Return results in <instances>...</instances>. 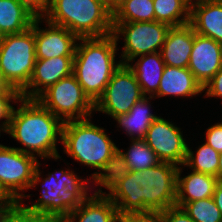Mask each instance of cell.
Segmentation results:
<instances>
[{
  "label": "cell",
  "instance_id": "f546056e",
  "mask_svg": "<svg viewBox=\"0 0 222 222\" xmlns=\"http://www.w3.org/2000/svg\"><path fill=\"white\" fill-rule=\"evenodd\" d=\"M41 214L26 208L18 201L7 213L4 222H48Z\"/></svg>",
  "mask_w": 222,
  "mask_h": 222
},
{
  "label": "cell",
  "instance_id": "5b68a950",
  "mask_svg": "<svg viewBox=\"0 0 222 222\" xmlns=\"http://www.w3.org/2000/svg\"><path fill=\"white\" fill-rule=\"evenodd\" d=\"M118 42L113 34L79 38L76 44L73 74L85 94L95 104L102 96L113 73L122 64L116 61Z\"/></svg>",
  "mask_w": 222,
  "mask_h": 222
},
{
  "label": "cell",
  "instance_id": "e0dca14e",
  "mask_svg": "<svg viewBox=\"0 0 222 222\" xmlns=\"http://www.w3.org/2000/svg\"><path fill=\"white\" fill-rule=\"evenodd\" d=\"M195 34L189 23L170 27L160 50L165 65L179 68L188 67Z\"/></svg>",
  "mask_w": 222,
  "mask_h": 222
},
{
  "label": "cell",
  "instance_id": "277c9868",
  "mask_svg": "<svg viewBox=\"0 0 222 222\" xmlns=\"http://www.w3.org/2000/svg\"><path fill=\"white\" fill-rule=\"evenodd\" d=\"M40 165L42 164L38 162L30 189H34L39 183L42 184L41 196L31 205L21 203L48 220H64L89 197L88 192L92 186L90 188L88 184H93L94 181L90 176L88 179H82L69 168L49 172L47 177L42 179Z\"/></svg>",
  "mask_w": 222,
  "mask_h": 222
},
{
  "label": "cell",
  "instance_id": "7c38bea8",
  "mask_svg": "<svg viewBox=\"0 0 222 222\" xmlns=\"http://www.w3.org/2000/svg\"><path fill=\"white\" fill-rule=\"evenodd\" d=\"M161 162L178 166L185 163L188 144L181 128L158 116L147 130L143 139Z\"/></svg>",
  "mask_w": 222,
  "mask_h": 222
},
{
  "label": "cell",
  "instance_id": "d590c367",
  "mask_svg": "<svg viewBox=\"0 0 222 222\" xmlns=\"http://www.w3.org/2000/svg\"><path fill=\"white\" fill-rule=\"evenodd\" d=\"M18 202V200L9 197L5 202L0 203V222H4V219L8 211Z\"/></svg>",
  "mask_w": 222,
  "mask_h": 222
},
{
  "label": "cell",
  "instance_id": "2e32d148",
  "mask_svg": "<svg viewBox=\"0 0 222 222\" xmlns=\"http://www.w3.org/2000/svg\"><path fill=\"white\" fill-rule=\"evenodd\" d=\"M196 34L222 44V0H203L190 5V20Z\"/></svg>",
  "mask_w": 222,
  "mask_h": 222
},
{
  "label": "cell",
  "instance_id": "6da1fadb",
  "mask_svg": "<svg viewBox=\"0 0 222 222\" xmlns=\"http://www.w3.org/2000/svg\"><path fill=\"white\" fill-rule=\"evenodd\" d=\"M178 165L160 162L143 171L115 168L98 186L117 207L119 215L127 212L160 211L176 205Z\"/></svg>",
  "mask_w": 222,
  "mask_h": 222
},
{
  "label": "cell",
  "instance_id": "52a82bcc",
  "mask_svg": "<svg viewBox=\"0 0 222 222\" xmlns=\"http://www.w3.org/2000/svg\"><path fill=\"white\" fill-rule=\"evenodd\" d=\"M36 62L34 22L26 31L8 34L0 42V71L10 87L21 92L29 83Z\"/></svg>",
  "mask_w": 222,
  "mask_h": 222
},
{
  "label": "cell",
  "instance_id": "83f0119b",
  "mask_svg": "<svg viewBox=\"0 0 222 222\" xmlns=\"http://www.w3.org/2000/svg\"><path fill=\"white\" fill-rule=\"evenodd\" d=\"M182 208L195 222H222L221 212L212 197L187 202Z\"/></svg>",
  "mask_w": 222,
  "mask_h": 222
},
{
  "label": "cell",
  "instance_id": "8992f818",
  "mask_svg": "<svg viewBox=\"0 0 222 222\" xmlns=\"http://www.w3.org/2000/svg\"><path fill=\"white\" fill-rule=\"evenodd\" d=\"M43 18L67 28L78 38L113 33V12L98 0H52Z\"/></svg>",
  "mask_w": 222,
  "mask_h": 222
},
{
  "label": "cell",
  "instance_id": "74e56055",
  "mask_svg": "<svg viewBox=\"0 0 222 222\" xmlns=\"http://www.w3.org/2000/svg\"><path fill=\"white\" fill-rule=\"evenodd\" d=\"M10 88L9 84L3 79L0 71V93L6 92Z\"/></svg>",
  "mask_w": 222,
  "mask_h": 222
},
{
  "label": "cell",
  "instance_id": "ab89813d",
  "mask_svg": "<svg viewBox=\"0 0 222 222\" xmlns=\"http://www.w3.org/2000/svg\"><path fill=\"white\" fill-rule=\"evenodd\" d=\"M217 178H218V180H222V152H220Z\"/></svg>",
  "mask_w": 222,
  "mask_h": 222
},
{
  "label": "cell",
  "instance_id": "4fadbf2b",
  "mask_svg": "<svg viewBox=\"0 0 222 222\" xmlns=\"http://www.w3.org/2000/svg\"><path fill=\"white\" fill-rule=\"evenodd\" d=\"M46 23V27H39ZM42 28V29H41ZM36 59L74 56L78 37L67 28L52 24L43 17L34 20Z\"/></svg>",
  "mask_w": 222,
  "mask_h": 222
},
{
  "label": "cell",
  "instance_id": "7bdbcfd3",
  "mask_svg": "<svg viewBox=\"0 0 222 222\" xmlns=\"http://www.w3.org/2000/svg\"><path fill=\"white\" fill-rule=\"evenodd\" d=\"M125 0H115V9Z\"/></svg>",
  "mask_w": 222,
  "mask_h": 222
},
{
  "label": "cell",
  "instance_id": "ee69618b",
  "mask_svg": "<svg viewBox=\"0 0 222 222\" xmlns=\"http://www.w3.org/2000/svg\"><path fill=\"white\" fill-rule=\"evenodd\" d=\"M48 222H64L63 220H58V221H55V220H49Z\"/></svg>",
  "mask_w": 222,
  "mask_h": 222
},
{
  "label": "cell",
  "instance_id": "9c48e42d",
  "mask_svg": "<svg viewBox=\"0 0 222 222\" xmlns=\"http://www.w3.org/2000/svg\"><path fill=\"white\" fill-rule=\"evenodd\" d=\"M169 29L170 26L158 21L113 22L116 41L124 37L119 60L126 65L138 56L160 52Z\"/></svg>",
  "mask_w": 222,
  "mask_h": 222
},
{
  "label": "cell",
  "instance_id": "7a4b0ae2",
  "mask_svg": "<svg viewBox=\"0 0 222 222\" xmlns=\"http://www.w3.org/2000/svg\"><path fill=\"white\" fill-rule=\"evenodd\" d=\"M17 103L20 106L17 109L13 108L6 133L25 148H14L43 160L61 159L57 142H62L64 122L37 99L21 97Z\"/></svg>",
  "mask_w": 222,
  "mask_h": 222
},
{
  "label": "cell",
  "instance_id": "f35d334b",
  "mask_svg": "<svg viewBox=\"0 0 222 222\" xmlns=\"http://www.w3.org/2000/svg\"><path fill=\"white\" fill-rule=\"evenodd\" d=\"M103 3L112 12L115 10V0H98Z\"/></svg>",
  "mask_w": 222,
  "mask_h": 222
},
{
  "label": "cell",
  "instance_id": "4316f807",
  "mask_svg": "<svg viewBox=\"0 0 222 222\" xmlns=\"http://www.w3.org/2000/svg\"><path fill=\"white\" fill-rule=\"evenodd\" d=\"M155 21L153 0H125L113 11V22Z\"/></svg>",
  "mask_w": 222,
  "mask_h": 222
},
{
  "label": "cell",
  "instance_id": "9a60e30c",
  "mask_svg": "<svg viewBox=\"0 0 222 222\" xmlns=\"http://www.w3.org/2000/svg\"><path fill=\"white\" fill-rule=\"evenodd\" d=\"M222 67V44L198 34L194 36L188 69L202 87Z\"/></svg>",
  "mask_w": 222,
  "mask_h": 222
},
{
  "label": "cell",
  "instance_id": "8d00e7d4",
  "mask_svg": "<svg viewBox=\"0 0 222 222\" xmlns=\"http://www.w3.org/2000/svg\"><path fill=\"white\" fill-rule=\"evenodd\" d=\"M212 198L222 215V180L217 182Z\"/></svg>",
  "mask_w": 222,
  "mask_h": 222
},
{
  "label": "cell",
  "instance_id": "ac0fdd59",
  "mask_svg": "<svg viewBox=\"0 0 222 222\" xmlns=\"http://www.w3.org/2000/svg\"><path fill=\"white\" fill-rule=\"evenodd\" d=\"M199 93H204L203 87L187 67L179 68L165 65L158 92L153 98L164 96L192 98V96L197 97Z\"/></svg>",
  "mask_w": 222,
  "mask_h": 222
},
{
  "label": "cell",
  "instance_id": "30bf717a",
  "mask_svg": "<svg viewBox=\"0 0 222 222\" xmlns=\"http://www.w3.org/2000/svg\"><path fill=\"white\" fill-rule=\"evenodd\" d=\"M38 161L33 155L0 144V187L9 197L20 202L31 197L24 192L31 186Z\"/></svg>",
  "mask_w": 222,
  "mask_h": 222
},
{
  "label": "cell",
  "instance_id": "44dd1931",
  "mask_svg": "<svg viewBox=\"0 0 222 222\" xmlns=\"http://www.w3.org/2000/svg\"><path fill=\"white\" fill-rule=\"evenodd\" d=\"M138 57L130 60L126 65L136 77L143 95L153 97L158 92L165 63L160 52L148 53Z\"/></svg>",
  "mask_w": 222,
  "mask_h": 222
},
{
  "label": "cell",
  "instance_id": "3957f363",
  "mask_svg": "<svg viewBox=\"0 0 222 222\" xmlns=\"http://www.w3.org/2000/svg\"><path fill=\"white\" fill-rule=\"evenodd\" d=\"M93 119L64 122L62 130L63 152L87 167L97 169L91 179L99 186L117 167L118 147L103 127L92 123Z\"/></svg>",
  "mask_w": 222,
  "mask_h": 222
},
{
  "label": "cell",
  "instance_id": "8fae6325",
  "mask_svg": "<svg viewBox=\"0 0 222 222\" xmlns=\"http://www.w3.org/2000/svg\"><path fill=\"white\" fill-rule=\"evenodd\" d=\"M144 97L141 87L127 65L121 64L113 73L102 96L94 104L95 112L111 118L127 114Z\"/></svg>",
  "mask_w": 222,
  "mask_h": 222
},
{
  "label": "cell",
  "instance_id": "e575fe53",
  "mask_svg": "<svg viewBox=\"0 0 222 222\" xmlns=\"http://www.w3.org/2000/svg\"><path fill=\"white\" fill-rule=\"evenodd\" d=\"M35 17H44L51 7L52 0H20Z\"/></svg>",
  "mask_w": 222,
  "mask_h": 222
},
{
  "label": "cell",
  "instance_id": "ba28073f",
  "mask_svg": "<svg viewBox=\"0 0 222 222\" xmlns=\"http://www.w3.org/2000/svg\"><path fill=\"white\" fill-rule=\"evenodd\" d=\"M37 100L63 122L87 119L94 112V103L73 73L50 86Z\"/></svg>",
  "mask_w": 222,
  "mask_h": 222
},
{
  "label": "cell",
  "instance_id": "f1b7e54d",
  "mask_svg": "<svg viewBox=\"0 0 222 222\" xmlns=\"http://www.w3.org/2000/svg\"><path fill=\"white\" fill-rule=\"evenodd\" d=\"M21 98L20 92L13 87H10L6 92L0 93V136L1 132H7L10 120H11V114L13 111L14 106L13 103H16ZM12 102V104H11Z\"/></svg>",
  "mask_w": 222,
  "mask_h": 222
},
{
  "label": "cell",
  "instance_id": "7402d4cb",
  "mask_svg": "<svg viewBox=\"0 0 222 222\" xmlns=\"http://www.w3.org/2000/svg\"><path fill=\"white\" fill-rule=\"evenodd\" d=\"M153 97L144 96L133 105L127 114L114 118L116 126L126 131V135L132 139H144L152 122L158 117L152 114L151 101ZM150 105V106H149Z\"/></svg>",
  "mask_w": 222,
  "mask_h": 222
},
{
  "label": "cell",
  "instance_id": "603a6c76",
  "mask_svg": "<svg viewBox=\"0 0 222 222\" xmlns=\"http://www.w3.org/2000/svg\"><path fill=\"white\" fill-rule=\"evenodd\" d=\"M35 18L20 0H0V33L3 36L26 31Z\"/></svg>",
  "mask_w": 222,
  "mask_h": 222
},
{
  "label": "cell",
  "instance_id": "d6a6232c",
  "mask_svg": "<svg viewBox=\"0 0 222 222\" xmlns=\"http://www.w3.org/2000/svg\"><path fill=\"white\" fill-rule=\"evenodd\" d=\"M205 98H222V67L221 69L203 86Z\"/></svg>",
  "mask_w": 222,
  "mask_h": 222
},
{
  "label": "cell",
  "instance_id": "1f68e13d",
  "mask_svg": "<svg viewBox=\"0 0 222 222\" xmlns=\"http://www.w3.org/2000/svg\"><path fill=\"white\" fill-rule=\"evenodd\" d=\"M205 143L211 146L217 152H222V122L208 127L205 132Z\"/></svg>",
  "mask_w": 222,
  "mask_h": 222
},
{
  "label": "cell",
  "instance_id": "f6af8a7d",
  "mask_svg": "<svg viewBox=\"0 0 222 222\" xmlns=\"http://www.w3.org/2000/svg\"><path fill=\"white\" fill-rule=\"evenodd\" d=\"M2 37H3V35L0 33V42L2 41Z\"/></svg>",
  "mask_w": 222,
  "mask_h": 222
},
{
  "label": "cell",
  "instance_id": "4dcf8cb0",
  "mask_svg": "<svg viewBox=\"0 0 222 222\" xmlns=\"http://www.w3.org/2000/svg\"><path fill=\"white\" fill-rule=\"evenodd\" d=\"M118 222H164L160 211L127 212L119 215Z\"/></svg>",
  "mask_w": 222,
  "mask_h": 222
},
{
  "label": "cell",
  "instance_id": "d4e9b609",
  "mask_svg": "<svg viewBox=\"0 0 222 222\" xmlns=\"http://www.w3.org/2000/svg\"><path fill=\"white\" fill-rule=\"evenodd\" d=\"M155 21L170 27L189 23L190 4L186 0H153Z\"/></svg>",
  "mask_w": 222,
  "mask_h": 222
},
{
  "label": "cell",
  "instance_id": "60d3db41",
  "mask_svg": "<svg viewBox=\"0 0 222 222\" xmlns=\"http://www.w3.org/2000/svg\"><path fill=\"white\" fill-rule=\"evenodd\" d=\"M9 196L4 192V190L0 187V203L5 202Z\"/></svg>",
  "mask_w": 222,
  "mask_h": 222
},
{
  "label": "cell",
  "instance_id": "484cf974",
  "mask_svg": "<svg viewBox=\"0 0 222 222\" xmlns=\"http://www.w3.org/2000/svg\"><path fill=\"white\" fill-rule=\"evenodd\" d=\"M197 148V151H194V153L191 147L189 148L188 146L186 160L182 166L189 167V169L195 172H201L217 177L220 153L205 142Z\"/></svg>",
  "mask_w": 222,
  "mask_h": 222
},
{
  "label": "cell",
  "instance_id": "5bb4252c",
  "mask_svg": "<svg viewBox=\"0 0 222 222\" xmlns=\"http://www.w3.org/2000/svg\"><path fill=\"white\" fill-rule=\"evenodd\" d=\"M74 56L36 59L28 85L20 92L22 98L37 99L45 90L60 79L73 73Z\"/></svg>",
  "mask_w": 222,
  "mask_h": 222
},
{
  "label": "cell",
  "instance_id": "ffe728a7",
  "mask_svg": "<svg viewBox=\"0 0 222 222\" xmlns=\"http://www.w3.org/2000/svg\"><path fill=\"white\" fill-rule=\"evenodd\" d=\"M119 212L102 189H96L64 222H118Z\"/></svg>",
  "mask_w": 222,
  "mask_h": 222
},
{
  "label": "cell",
  "instance_id": "d6986e66",
  "mask_svg": "<svg viewBox=\"0 0 222 222\" xmlns=\"http://www.w3.org/2000/svg\"><path fill=\"white\" fill-rule=\"evenodd\" d=\"M182 165L177 170L176 206L182 207L187 202L213 197L217 177L192 170L186 176H181Z\"/></svg>",
  "mask_w": 222,
  "mask_h": 222
},
{
  "label": "cell",
  "instance_id": "836d02e7",
  "mask_svg": "<svg viewBox=\"0 0 222 222\" xmlns=\"http://www.w3.org/2000/svg\"><path fill=\"white\" fill-rule=\"evenodd\" d=\"M161 213L164 222H195L182 207L176 205Z\"/></svg>",
  "mask_w": 222,
  "mask_h": 222
},
{
  "label": "cell",
  "instance_id": "cb8c5ba5",
  "mask_svg": "<svg viewBox=\"0 0 222 222\" xmlns=\"http://www.w3.org/2000/svg\"><path fill=\"white\" fill-rule=\"evenodd\" d=\"M118 148L117 168L121 170L143 171L161 161L143 139H132L126 152Z\"/></svg>",
  "mask_w": 222,
  "mask_h": 222
},
{
  "label": "cell",
  "instance_id": "b9f144b4",
  "mask_svg": "<svg viewBox=\"0 0 222 222\" xmlns=\"http://www.w3.org/2000/svg\"><path fill=\"white\" fill-rule=\"evenodd\" d=\"M190 5L197 3V2H201L203 0H186Z\"/></svg>",
  "mask_w": 222,
  "mask_h": 222
}]
</instances>
